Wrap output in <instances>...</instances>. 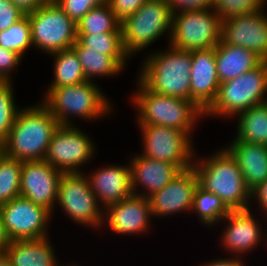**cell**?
<instances>
[{
	"mask_svg": "<svg viewBox=\"0 0 267 266\" xmlns=\"http://www.w3.org/2000/svg\"><path fill=\"white\" fill-rule=\"evenodd\" d=\"M245 262L243 261L242 258L233 256L232 257H226V258H220V259H214V260H209L208 262L200 264V266H246L244 265Z\"/></svg>",
	"mask_w": 267,
	"mask_h": 266,
	"instance_id": "obj_42",
	"label": "cell"
},
{
	"mask_svg": "<svg viewBox=\"0 0 267 266\" xmlns=\"http://www.w3.org/2000/svg\"><path fill=\"white\" fill-rule=\"evenodd\" d=\"M51 56L54 58V77L48 87L71 86L87 81L81 63L72 48L52 53Z\"/></svg>",
	"mask_w": 267,
	"mask_h": 266,
	"instance_id": "obj_27",
	"label": "cell"
},
{
	"mask_svg": "<svg viewBox=\"0 0 267 266\" xmlns=\"http://www.w3.org/2000/svg\"><path fill=\"white\" fill-rule=\"evenodd\" d=\"M215 60L219 83L253 70L264 61L253 51L221 41L215 47Z\"/></svg>",
	"mask_w": 267,
	"mask_h": 266,
	"instance_id": "obj_23",
	"label": "cell"
},
{
	"mask_svg": "<svg viewBox=\"0 0 267 266\" xmlns=\"http://www.w3.org/2000/svg\"><path fill=\"white\" fill-rule=\"evenodd\" d=\"M251 199L257 200L254 203L258 204V209L264 213L267 221V180L258 185L254 190L251 191Z\"/></svg>",
	"mask_w": 267,
	"mask_h": 266,
	"instance_id": "obj_40",
	"label": "cell"
},
{
	"mask_svg": "<svg viewBox=\"0 0 267 266\" xmlns=\"http://www.w3.org/2000/svg\"><path fill=\"white\" fill-rule=\"evenodd\" d=\"M13 82L0 83V145L6 141L21 107L15 102Z\"/></svg>",
	"mask_w": 267,
	"mask_h": 266,
	"instance_id": "obj_32",
	"label": "cell"
},
{
	"mask_svg": "<svg viewBox=\"0 0 267 266\" xmlns=\"http://www.w3.org/2000/svg\"><path fill=\"white\" fill-rule=\"evenodd\" d=\"M221 22L212 8L174 13L168 44L190 52L216 47L221 39Z\"/></svg>",
	"mask_w": 267,
	"mask_h": 266,
	"instance_id": "obj_9",
	"label": "cell"
},
{
	"mask_svg": "<svg viewBox=\"0 0 267 266\" xmlns=\"http://www.w3.org/2000/svg\"><path fill=\"white\" fill-rule=\"evenodd\" d=\"M81 63L83 73L87 81H94L92 78L98 77H114L119 75L124 67L127 66L126 61L129 56H109L100 51L91 50L84 46L78 39L71 47Z\"/></svg>",
	"mask_w": 267,
	"mask_h": 266,
	"instance_id": "obj_25",
	"label": "cell"
},
{
	"mask_svg": "<svg viewBox=\"0 0 267 266\" xmlns=\"http://www.w3.org/2000/svg\"><path fill=\"white\" fill-rule=\"evenodd\" d=\"M252 209L231 210V212L223 219L226 222L225 229L222 230L220 239L221 246L227 252L234 256L241 255L243 258L245 253H251L261 241L267 242V230H263L261 220H257L252 214ZM267 246V243H266Z\"/></svg>",
	"mask_w": 267,
	"mask_h": 266,
	"instance_id": "obj_16",
	"label": "cell"
},
{
	"mask_svg": "<svg viewBox=\"0 0 267 266\" xmlns=\"http://www.w3.org/2000/svg\"><path fill=\"white\" fill-rule=\"evenodd\" d=\"M157 51L142 61L138 79L154 93L190 100L191 52L169 44Z\"/></svg>",
	"mask_w": 267,
	"mask_h": 266,
	"instance_id": "obj_5",
	"label": "cell"
},
{
	"mask_svg": "<svg viewBox=\"0 0 267 266\" xmlns=\"http://www.w3.org/2000/svg\"><path fill=\"white\" fill-rule=\"evenodd\" d=\"M55 251L54 245L47 237L39 240L10 241L5 254L12 266H59Z\"/></svg>",
	"mask_w": 267,
	"mask_h": 266,
	"instance_id": "obj_24",
	"label": "cell"
},
{
	"mask_svg": "<svg viewBox=\"0 0 267 266\" xmlns=\"http://www.w3.org/2000/svg\"><path fill=\"white\" fill-rule=\"evenodd\" d=\"M3 154V147L0 145V156Z\"/></svg>",
	"mask_w": 267,
	"mask_h": 266,
	"instance_id": "obj_45",
	"label": "cell"
},
{
	"mask_svg": "<svg viewBox=\"0 0 267 266\" xmlns=\"http://www.w3.org/2000/svg\"><path fill=\"white\" fill-rule=\"evenodd\" d=\"M0 46L24 57L29 47H32L28 15H24L8 29L0 31Z\"/></svg>",
	"mask_w": 267,
	"mask_h": 266,
	"instance_id": "obj_31",
	"label": "cell"
},
{
	"mask_svg": "<svg viewBox=\"0 0 267 266\" xmlns=\"http://www.w3.org/2000/svg\"><path fill=\"white\" fill-rule=\"evenodd\" d=\"M24 15L10 0H0V31L8 29Z\"/></svg>",
	"mask_w": 267,
	"mask_h": 266,
	"instance_id": "obj_38",
	"label": "cell"
},
{
	"mask_svg": "<svg viewBox=\"0 0 267 266\" xmlns=\"http://www.w3.org/2000/svg\"><path fill=\"white\" fill-rule=\"evenodd\" d=\"M32 47L50 55L69 49L77 41L76 23L57 5L48 0L28 14Z\"/></svg>",
	"mask_w": 267,
	"mask_h": 266,
	"instance_id": "obj_8",
	"label": "cell"
},
{
	"mask_svg": "<svg viewBox=\"0 0 267 266\" xmlns=\"http://www.w3.org/2000/svg\"><path fill=\"white\" fill-rule=\"evenodd\" d=\"M10 240L5 232L2 220L0 217V252L5 253L6 248L9 246Z\"/></svg>",
	"mask_w": 267,
	"mask_h": 266,
	"instance_id": "obj_43",
	"label": "cell"
},
{
	"mask_svg": "<svg viewBox=\"0 0 267 266\" xmlns=\"http://www.w3.org/2000/svg\"><path fill=\"white\" fill-rule=\"evenodd\" d=\"M191 212L197 215L201 224L216 225L223 220L231 210L212 192H208L199 185L194 192Z\"/></svg>",
	"mask_w": 267,
	"mask_h": 266,
	"instance_id": "obj_28",
	"label": "cell"
},
{
	"mask_svg": "<svg viewBox=\"0 0 267 266\" xmlns=\"http://www.w3.org/2000/svg\"><path fill=\"white\" fill-rule=\"evenodd\" d=\"M172 20L173 13L168 0H148L121 22L125 53L131 59L166 33L170 40Z\"/></svg>",
	"mask_w": 267,
	"mask_h": 266,
	"instance_id": "obj_7",
	"label": "cell"
},
{
	"mask_svg": "<svg viewBox=\"0 0 267 266\" xmlns=\"http://www.w3.org/2000/svg\"><path fill=\"white\" fill-rule=\"evenodd\" d=\"M266 4V0H213L212 9L223 21L233 16L257 12Z\"/></svg>",
	"mask_w": 267,
	"mask_h": 266,
	"instance_id": "obj_34",
	"label": "cell"
},
{
	"mask_svg": "<svg viewBox=\"0 0 267 266\" xmlns=\"http://www.w3.org/2000/svg\"><path fill=\"white\" fill-rule=\"evenodd\" d=\"M76 25L77 35L122 33L121 22L107 2L92 8Z\"/></svg>",
	"mask_w": 267,
	"mask_h": 266,
	"instance_id": "obj_29",
	"label": "cell"
},
{
	"mask_svg": "<svg viewBox=\"0 0 267 266\" xmlns=\"http://www.w3.org/2000/svg\"><path fill=\"white\" fill-rule=\"evenodd\" d=\"M86 176L103 210L134 194L130 165H106Z\"/></svg>",
	"mask_w": 267,
	"mask_h": 266,
	"instance_id": "obj_20",
	"label": "cell"
},
{
	"mask_svg": "<svg viewBox=\"0 0 267 266\" xmlns=\"http://www.w3.org/2000/svg\"><path fill=\"white\" fill-rule=\"evenodd\" d=\"M172 13L212 8L213 0H168Z\"/></svg>",
	"mask_w": 267,
	"mask_h": 266,
	"instance_id": "obj_39",
	"label": "cell"
},
{
	"mask_svg": "<svg viewBox=\"0 0 267 266\" xmlns=\"http://www.w3.org/2000/svg\"><path fill=\"white\" fill-rule=\"evenodd\" d=\"M59 125L41 102L21 107L2 145L3 154L21 162L44 160Z\"/></svg>",
	"mask_w": 267,
	"mask_h": 266,
	"instance_id": "obj_1",
	"label": "cell"
},
{
	"mask_svg": "<svg viewBox=\"0 0 267 266\" xmlns=\"http://www.w3.org/2000/svg\"><path fill=\"white\" fill-rule=\"evenodd\" d=\"M141 130L142 148L140 155L177 165L181 170L191 168L195 158L192 137L175 128L147 125Z\"/></svg>",
	"mask_w": 267,
	"mask_h": 266,
	"instance_id": "obj_11",
	"label": "cell"
},
{
	"mask_svg": "<svg viewBox=\"0 0 267 266\" xmlns=\"http://www.w3.org/2000/svg\"><path fill=\"white\" fill-rule=\"evenodd\" d=\"M57 5L77 24L92 8L106 0H54Z\"/></svg>",
	"mask_w": 267,
	"mask_h": 266,
	"instance_id": "obj_35",
	"label": "cell"
},
{
	"mask_svg": "<svg viewBox=\"0 0 267 266\" xmlns=\"http://www.w3.org/2000/svg\"><path fill=\"white\" fill-rule=\"evenodd\" d=\"M22 13L28 15L43 6L48 0H10Z\"/></svg>",
	"mask_w": 267,
	"mask_h": 266,
	"instance_id": "obj_41",
	"label": "cell"
},
{
	"mask_svg": "<svg viewBox=\"0 0 267 266\" xmlns=\"http://www.w3.org/2000/svg\"><path fill=\"white\" fill-rule=\"evenodd\" d=\"M152 217L149 199L132 194L104 209L102 227L108 225L119 235L145 234L149 232Z\"/></svg>",
	"mask_w": 267,
	"mask_h": 266,
	"instance_id": "obj_17",
	"label": "cell"
},
{
	"mask_svg": "<svg viewBox=\"0 0 267 266\" xmlns=\"http://www.w3.org/2000/svg\"><path fill=\"white\" fill-rule=\"evenodd\" d=\"M52 215L48 209L21 196L0 205V217L10 241L49 237Z\"/></svg>",
	"mask_w": 267,
	"mask_h": 266,
	"instance_id": "obj_13",
	"label": "cell"
},
{
	"mask_svg": "<svg viewBox=\"0 0 267 266\" xmlns=\"http://www.w3.org/2000/svg\"><path fill=\"white\" fill-rule=\"evenodd\" d=\"M198 177L193 167L182 170L162 190L148 197L153 217L191 212Z\"/></svg>",
	"mask_w": 267,
	"mask_h": 266,
	"instance_id": "obj_18",
	"label": "cell"
},
{
	"mask_svg": "<svg viewBox=\"0 0 267 266\" xmlns=\"http://www.w3.org/2000/svg\"><path fill=\"white\" fill-rule=\"evenodd\" d=\"M147 1L148 0H106L120 22L135 13Z\"/></svg>",
	"mask_w": 267,
	"mask_h": 266,
	"instance_id": "obj_37",
	"label": "cell"
},
{
	"mask_svg": "<svg viewBox=\"0 0 267 266\" xmlns=\"http://www.w3.org/2000/svg\"><path fill=\"white\" fill-rule=\"evenodd\" d=\"M96 147L87 133L76 125H59L49 143L45 161L62 173H84Z\"/></svg>",
	"mask_w": 267,
	"mask_h": 266,
	"instance_id": "obj_12",
	"label": "cell"
},
{
	"mask_svg": "<svg viewBox=\"0 0 267 266\" xmlns=\"http://www.w3.org/2000/svg\"><path fill=\"white\" fill-rule=\"evenodd\" d=\"M45 92L41 103L60 125H76L72 122L75 117L94 121L113 112L112 102L105 97L100 86L94 81L71 86L47 87Z\"/></svg>",
	"mask_w": 267,
	"mask_h": 266,
	"instance_id": "obj_4",
	"label": "cell"
},
{
	"mask_svg": "<svg viewBox=\"0 0 267 266\" xmlns=\"http://www.w3.org/2000/svg\"><path fill=\"white\" fill-rule=\"evenodd\" d=\"M240 167L246 186L252 191L267 180V146L233 140L224 147Z\"/></svg>",
	"mask_w": 267,
	"mask_h": 266,
	"instance_id": "obj_22",
	"label": "cell"
},
{
	"mask_svg": "<svg viewBox=\"0 0 267 266\" xmlns=\"http://www.w3.org/2000/svg\"><path fill=\"white\" fill-rule=\"evenodd\" d=\"M56 203L75 223L95 230L102 228L104 210L91 190L86 172L61 175Z\"/></svg>",
	"mask_w": 267,
	"mask_h": 266,
	"instance_id": "obj_10",
	"label": "cell"
},
{
	"mask_svg": "<svg viewBox=\"0 0 267 266\" xmlns=\"http://www.w3.org/2000/svg\"><path fill=\"white\" fill-rule=\"evenodd\" d=\"M77 39L87 48L109 56H128L123 47L122 33H99L77 35Z\"/></svg>",
	"mask_w": 267,
	"mask_h": 266,
	"instance_id": "obj_33",
	"label": "cell"
},
{
	"mask_svg": "<svg viewBox=\"0 0 267 266\" xmlns=\"http://www.w3.org/2000/svg\"><path fill=\"white\" fill-rule=\"evenodd\" d=\"M62 174L45 160L22 162L20 196L53 214Z\"/></svg>",
	"mask_w": 267,
	"mask_h": 266,
	"instance_id": "obj_15",
	"label": "cell"
},
{
	"mask_svg": "<svg viewBox=\"0 0 267 266\" xmlns=\"http://www.w3.org/2000/svg\"><path fill=\"white\" fill-rule=\"evenodd\" d=\"M22 60L23 57L20 54L0 46V81L12 82L13 71H18Z\"/></svg>",
	"mask_w": 267,
	"mask_h": 266,
	"instance_id": "obj_36",
	"label": "cell"
},
{
	"mask_svg": "<svg viewBox=\"0 0 267 266\" xmlns=\"http://www.w3.org/2000/svg\"><path fill=\"white\" fill-rule=\"evenodd\" d=\"M0 266H12L9 257L5 253L0 254Z\"/></svg>",
	"mask_w": 267,
	"mask_h": 266,
	"instance_id": "obj_44",
	"label": "cell"
},
{
	"mask_svg": "<svg viewBox=\"0 0 267 266\" xmlns=\"http://www.w3.org/2000/svg\"><path fill=\"white\" fill-rule=\"evenodd\" d=\"M267 61L234 79L220 83L215 101L205 117L234 118L267 100Z\"/></svg>",
	"mask_w": 267,
	"mask_h": 266,
	"instance_id": "obj_6",
	"label": "cell"
},
{
	"mask_svg": "<svg viewBox=\"0 0 267 266\" xmlns=\"http://www.w3.org/2000/svg\"><path fill=\"white\" fill-rule=\"evenodd\" d=\"M220 41L242 46L267 61V14L265 15L264 8L223 20Z\"/></svg>",
	"mask_w": 267,
	"mask_h": 266,
	"instance_id": "obj_14",
	"label": "cell"
},
{
	"mask_svg": "<svg viewBox=\"0 0 267 266\" xmlns=\"http://www.w3.org/2000/svg\"><path fill=\"white\" fill-rule=\"evenodd\" d=\"M22 162L0 156V205L20 196Z\"/></svg>",
	"mask_w": 267,
	"mask_h": 266,
	"instance_id": "obj_30",
	"label": "cell"
},
{
	"mask_svg": "<svg viewBox=\"0 0 267 266\" xmlns=\"http://www.w3.org/2000/svg\"><path fill=\"white\" fill-rule=\"evenodd\" d=\"M236 119L237 133L233 140L267 146V102L240 112Z\"/></svg>",
	"mask_w": 267,
	"mask_h": 266,
	"instance_id": "obj_26",
	"label": "cell"
},
{
	"mask_svg": "<svg viewBox=\"0 0 267 266\" xmlns=\"http://www.w3.org/2000/svg\"><path fill=\"white\" fill-rule=\"evenodd\" d=\"M136 83L131 101L137 110L138 126H165L193 136L197 122L204 118V112L193 101L154 93L139 79Z\"/></svg>",
	"mask_w": 267,
	"mask_h": 266,
	"instance_id": "obj_3",
	"label": "cell"
},
{
	"mask_svg": "<svg viewBox=\"0 0 267 266\" xmlns=\"http://www.w3.org/2000/svg\"><path fill=\"white\" fill-rule=\"evenodd\" d=\"M219 149L206 158L196 159L198 155H195L192 167L198 185L217 195L230 210L250 209L251 190L246 186L240 167L224 147Z\"/></svg>",
	"mask_w": 267,
	"mask_h": 266,
	"instance_id": "obj_2",
	"label": "cell"
},
{
	"mask_svg": "<svg viewBox=\"0 0 267 266\" xmlns=\"http://www.w3.org/2000/svg\"><path fill=\"white\" fill-rule=\"evenodd\" d=\"M190 101L205 112L215 101L219 79L215 60V47L191 51Z\"/></svg>",
	"mask_w": 267,
	"mask_h": 266,
	"instance_id": "obj_19",
	"label": "cell"
},
{
	"mask_svg": "<svg viewBox=\"0 0 267 266\" xmlns=\"http://www.w3.org/2000/svg\"><path fill=\"white\" fill-rule=\"evenodd\" d=\"M134 194L148 198L162 190L182 170L175 164L135 154L128 162ZM144 188L141 191V187ZM140 187V189H138ZM141 192H139V191Z\"/></svg>",
	"mask_w": 267,
	"mask_h": 266,
	"instance_id": "obj_21",
	"label": "cell"
}]
</instances>
